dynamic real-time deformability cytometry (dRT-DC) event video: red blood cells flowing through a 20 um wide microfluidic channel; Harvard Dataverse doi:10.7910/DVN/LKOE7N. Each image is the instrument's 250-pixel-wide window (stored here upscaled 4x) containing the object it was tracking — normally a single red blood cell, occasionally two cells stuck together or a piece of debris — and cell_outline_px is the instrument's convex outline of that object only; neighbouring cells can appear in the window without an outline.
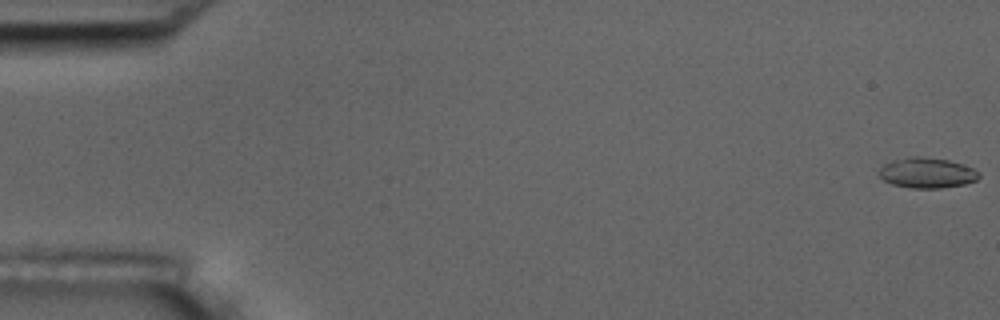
{"species": "common noctule bat (a hibernating species)", "species_latin": "Nyctalus noctula", "temperature_condition": "room temperature", "stored_images_in_passage": 8, "camera_frame_rate_fps": 3000, "um_per_image_px": 0.085, "animal": {"sex": "male", "body_mass_g": 17.5, "forearm_length_mm": 52.3}, "frame": {"image": 1, "passage_image": 1, "time_ms": 0.0, "image_size_px": [1000, 320], "cell_outline_px": [[980, 176], [976, 180], [964, 184], [940, 188], [912, 188], [892, 184], [884, 180], [880, 176], [880, 168], [884, 164], [892, 160], [908, 156], [920, 156], [948, 160], [972, 168], [980, 172]], "centroid_in_image_um": [78.78, 14.69], "position_along_channel_um": 6.2, "area_um2": 17.57}}
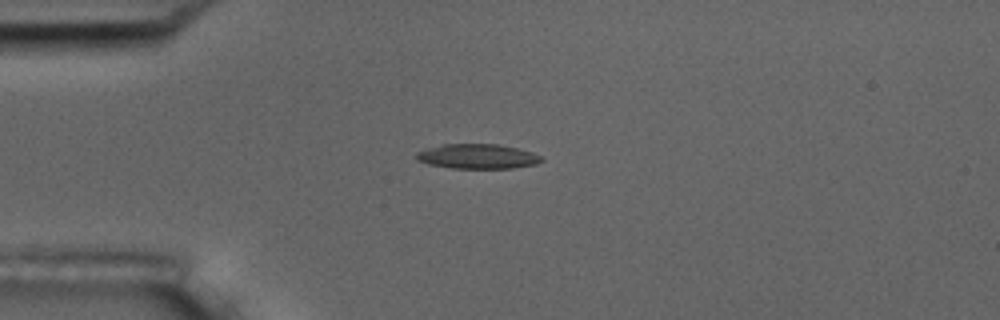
{"frame": {"image": 2, "passage_image": 5, "time_ms": 4.667, "image_size_px": [1000, 320], "cell_outline_px": [[544, 160], [536, 164], [512, 168], [452, 168], [428, 164], [416, 160], [416, 152], [424, 148], [444, 144], [500, 144], [532, 152], [540, 156]], "centroid_in_image_um": [40.55, 13.29], "position_along_channel_um": 44.4, "area_um2": 18.09}}